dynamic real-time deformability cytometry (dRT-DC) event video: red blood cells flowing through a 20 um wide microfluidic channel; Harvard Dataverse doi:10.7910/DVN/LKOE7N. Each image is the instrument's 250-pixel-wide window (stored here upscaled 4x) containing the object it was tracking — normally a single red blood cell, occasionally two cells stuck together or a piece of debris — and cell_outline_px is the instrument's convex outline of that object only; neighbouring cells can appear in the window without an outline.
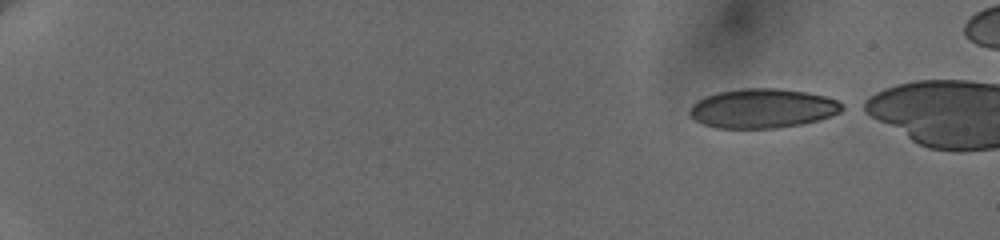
{"species": "human", "species_latin": "Homo sapiens", "temperature_condition": "cold", "stored_images_in_passage": 40, "camera_frame_rate_fps": 3000, "um_per_image_px": 0.085, "donor": {"sex": "female"}, "frame": {"image": 1, "passage_image": 1, "time_ms": 0.0, "image_size_px": [1000, 240], "cell_outline_px": [[848, 108], [840, 112], [820, 120], [800, 124], [776, 128], [716, 128], [704, 124], [696, 120], [688, 112], [688, 108], [696, 100], [720, 92], [740, 88], [780, 88], [808, 92], [824, 96], [836, 100], [844, 104]], "centroid_in_image_um": [64.85, 9.21], "position_along_channel_um": 20.2, "area_um2": 35.14}}
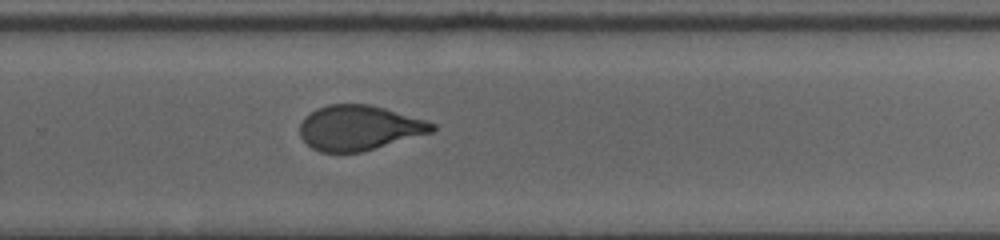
{"frame": {"image": 2, "passage_image": 20, "time_ms": 12.0, "image_size_px": [1000, 240], "cell_outline_px": [[436, 128], [432, 132], [360, 152], [320, 152], [312, 148], [300, 136], [300, 124], [304, 116], [316, 108], [328, 104], [368, 104], [384, 108], [424, 120], [436, 124]], "centroid_in_image_um": [30.48, 10.85], "position_along_channel_um": 299.3, "area_um2": 34.33}}
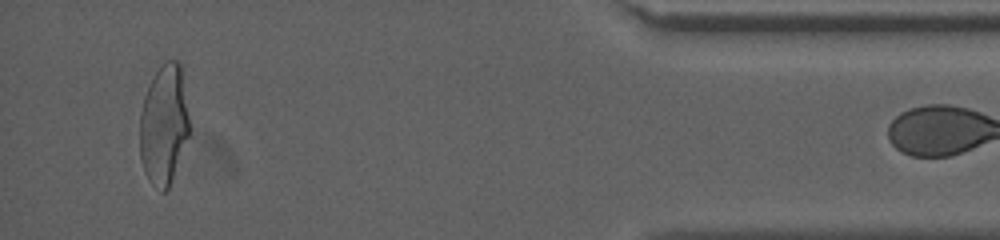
{"frame": {"image": 3, "passage_image": 38, "time_ms": 16.667, "image_size_px": [1000, 240], "cell_outline_px": [[188, 136], [172, 180], [168, 188], [164, 192], [160, 192], [148, 180], [144, 172], [140, 160], [140, 112], [144, 96], [156, 72], [164, 60], [176, 60], [180, 64], [188, 116]], "centroid_in_image_um": [13.9, 10.64], "position_along_channel_um": 421.3, "area_um2": 34.33}}